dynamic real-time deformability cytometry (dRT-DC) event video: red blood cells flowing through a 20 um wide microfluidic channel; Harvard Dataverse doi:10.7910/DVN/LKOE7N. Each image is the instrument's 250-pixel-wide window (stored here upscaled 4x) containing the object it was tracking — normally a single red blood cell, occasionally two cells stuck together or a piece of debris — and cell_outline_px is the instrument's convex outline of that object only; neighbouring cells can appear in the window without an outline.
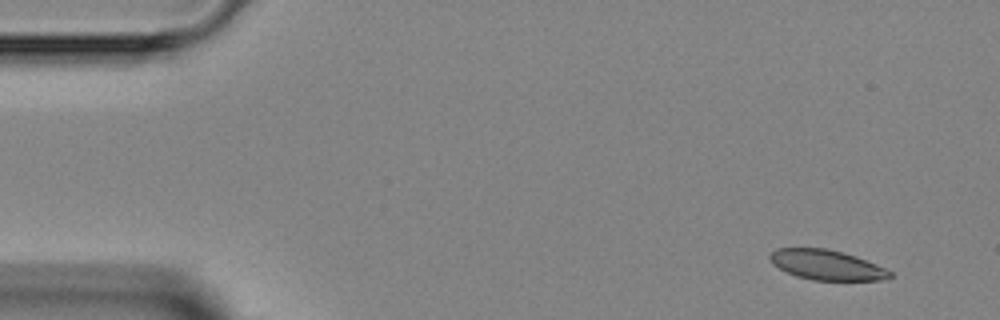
{"species": "Egyptian fruit bat (a non-hibernating species)", "species_latin": "Rousettus aegyptiacus", "temperature_condition": "room temperature", "stored_images_in_passage": 3, "camera_frame_rate_fps": 3000, "um_per_image_px": 0.085, "animal": {"sex": "female"}, "frame": {"image": 1, "passage_image": 1, "time_ms": 0.0, "image_size_px": [1000, 320], "cell_outline_px": [[892, 276], [880, 280], [812, 280], [796, 276], [772, 264], [768, 256], [776, 248], [824, 248], [856, 256], [876, 264], [892, 272]], "centroid_in_image_um": [70.24, 22.52], "position_along_channel_um": 14.8, "area_um2": 20.75}}